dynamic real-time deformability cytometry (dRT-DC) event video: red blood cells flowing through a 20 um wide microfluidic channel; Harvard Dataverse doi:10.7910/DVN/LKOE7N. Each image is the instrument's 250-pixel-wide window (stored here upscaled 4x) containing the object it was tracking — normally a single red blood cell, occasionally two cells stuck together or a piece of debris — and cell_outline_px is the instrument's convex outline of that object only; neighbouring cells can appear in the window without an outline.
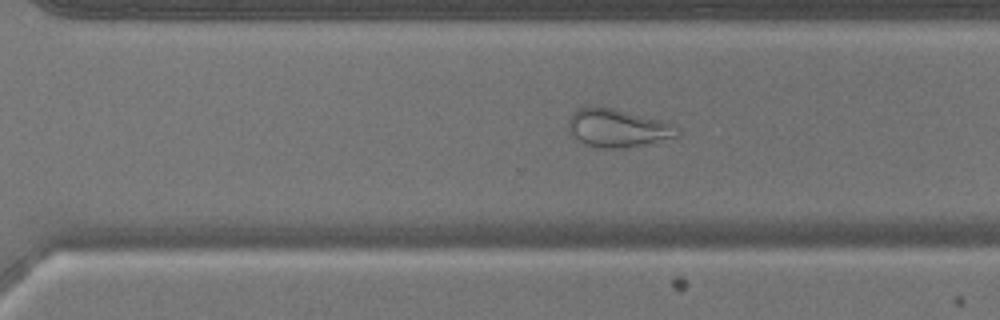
{"species": "common noctule bat (a hibernating species)", "species_latin": "Nyctalus noctula", "temperature_condition": "warm", "stored_images_in_passage": 51, "camera_frame_rate_fps": 3000, "um_per_image_px": 0.085, "animal": {"sex": "male", "body_mass_g": 17.9}, "frame": {"image": 1, "passage_image": 36, "time_ms": 11.667, "image_size_px": [1000, 320], "cell_outline_px": [[680, 136], [644, 144], [624, 148], [600, 148], [584, 144], [572, 132], [568, 124], [568, 120], [580, 108], [612, 108], [664, 120], [680, 128]], "centroid_in_image_um": [52.6, 10.9], "position_along_channel_um": 318.0, "area_um2": 23.7}}
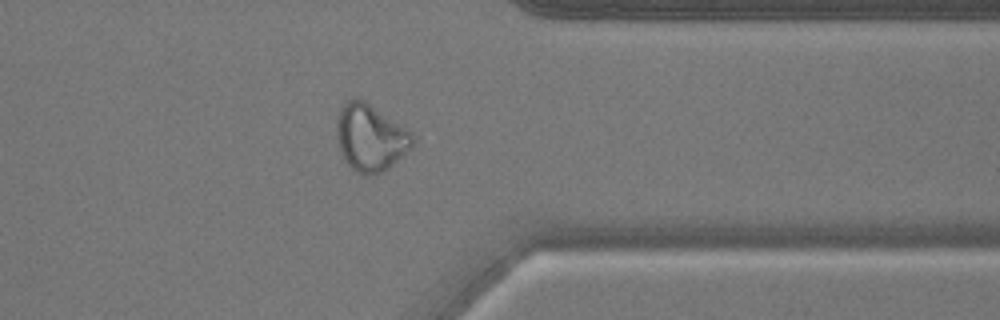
{"frame": {"image": 2, "passage_image": 41, "time_ms": 13.333, "image_size_px": [1000, 320], "cell_outline_px": [[416, 140], [412, 148], [392, 164], [380, 172], [364, 176], [356, 172], [344, 160], [340, 152], [336, 132], [336, 124], [340, 108], [348, 100], [356, 96], [364, 100], [412, 132]], "centroid_in_image_um": [31.48, 11.69], "position_along_channel_um": 379.9, "area_um2": 29.59}}
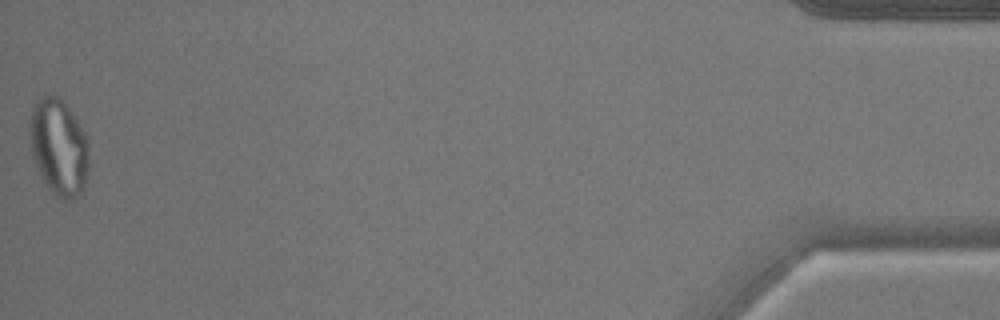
{"frame": {"image": 3, "passage_image": 51, "time_ms": 16.667, "image_size_px": [1000, 320], "cell_outline_px": [[88, 172], [84, 192], [80, 196], [68, 200], [64, 200], [56, 196], [48, 188], [32, 156], [32, 108], [36, 100], [40, 96], [48, 92], [60, 96], [84, 132], [88, 140]], "centroid_in_image_um": [5.04, 12.52], "position_along_channel_um": 430.2, "area_um2": 33.12}}